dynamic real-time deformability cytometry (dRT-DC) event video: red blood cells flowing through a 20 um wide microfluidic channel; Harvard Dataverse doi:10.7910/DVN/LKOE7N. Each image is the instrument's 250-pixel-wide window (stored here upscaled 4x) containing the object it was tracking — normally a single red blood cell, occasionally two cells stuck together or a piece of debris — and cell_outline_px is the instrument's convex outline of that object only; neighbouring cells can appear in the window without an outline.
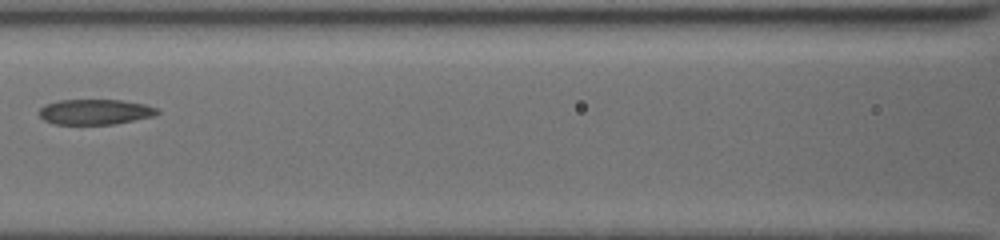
{"species": "common noctule bat (a hibernating species)", "species_latin": "Nyctalus noctula", "temperature_condition": "cold", "stored_images_in_passage": 27, "camera_frame_rate_fps": 3000, "um_per_image_px": 0.085, "animal": {"sex": "female", "body_mass_g": 19.5, "forearm_length_mm": 54.1}, "frame": {"image": 1, "passage_image": 9, "time_ms": 4.333, "image_size_px": [1000, 240], "cell_outline_px": [[160, 112], [152, 116], [116, 124], [56, 124], [44, 120], [40, 116], [40, 108], [44, 104], [60, 100], [120, 100], [144, 104], [156, 108]], "centroid_in_image_um": [8.06, 9.51], "position_along_channel_um": 158.5, "area_um2": 17.28}}
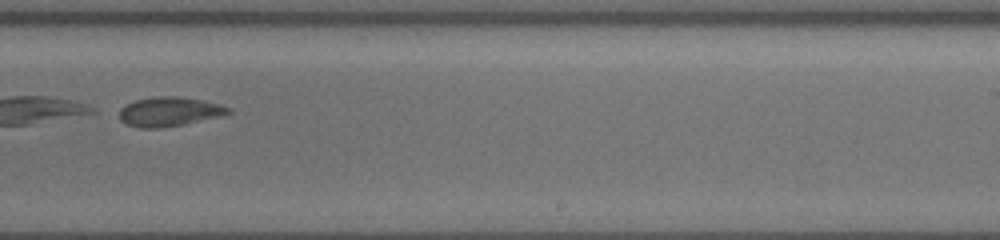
{"frame": {"image": 2, "passage_image": 14, "time_ms": 7.333, "image_size_px": [1000, 240], "cell_outline_px": [[232, 112], [220, 116], [184, 124], [156, 128], [140, 128], [128, 124], [120, 120], [120, 108], [136, 100], [156, 96], [180, 96], [220, 104], [232, 108]], "centroid_in_image_um": [14.41, 9.48], "position_along_channel_um": 274.6, "area_um2": 18.44}}